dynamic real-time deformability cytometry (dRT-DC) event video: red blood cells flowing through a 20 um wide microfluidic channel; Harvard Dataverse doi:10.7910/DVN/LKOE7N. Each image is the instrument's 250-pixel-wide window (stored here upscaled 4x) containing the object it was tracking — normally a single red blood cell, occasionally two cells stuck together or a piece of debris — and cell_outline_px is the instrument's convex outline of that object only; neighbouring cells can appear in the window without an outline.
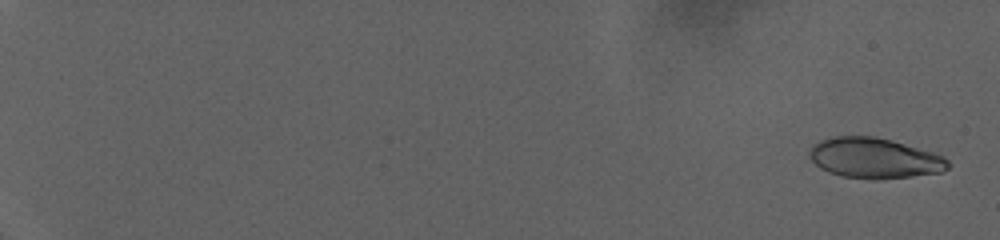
{"species": "human", "species_latin": "Homo sapiens", "temperature_condition": "warm", "stored_images_in_passage": 83, "camera_frame_rate_fps": 3000, "um_per_image_px": 0.085, "donor": {"sex": "female"}, "frame": {"image": 1, "passage_image": 3, "time_ms": 0.667, "image_size_px": [1000, 240], "cell_outline_px": [[948, 168], [940, 172], [912, 176], [840, 176], [828, 172], [820, 168], [812, 160], [808, 152], [820, 140], [836, 136], [872, 136], [888, 140], [932, 152], [944, 156], [948, 160]], "centroid_in_image_um": [74.3, 13.4], "position_along_channel_um": 10.7, "area_um2": 31.21}}
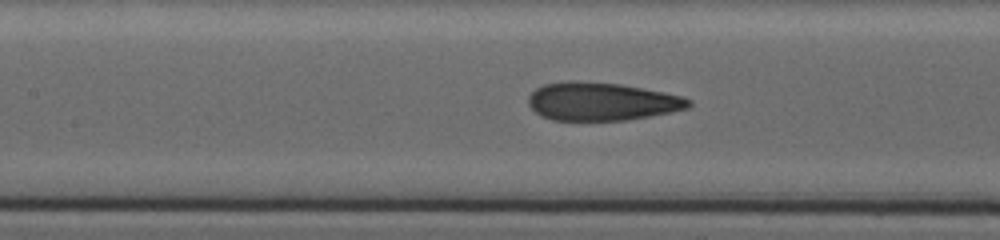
{"frame": {"image": 2, "passage_image": 46, "time_ms": 15.0, "image_size_px": [1000, 240], "cell_outline_px": [[692, 104], [688, 108], [672, 112], [624, 120], [552, 120], [540, 116], [528, 104], [528, 96], [536, 88], [544, 84], [568, 80], [572, 80], [620, 84], [680, 96], [692, 100]], "centroid_in_image_um": [51.1, 8.62], "position_along_channel_um": 156.3, "area_um2": 35.43}}
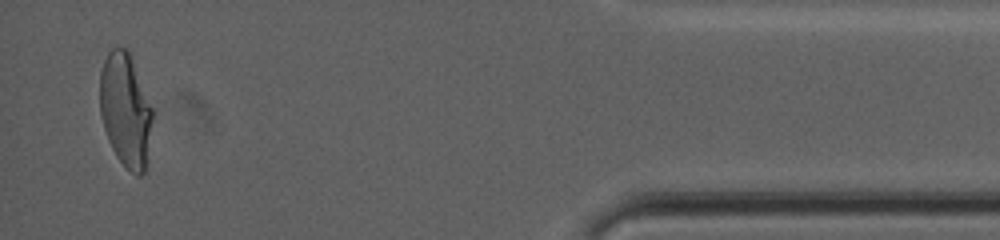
{"frame": {"image": 3, "passage_image": 81, "time_ms": 26.667, "image_size_px": [1000, 240], "cell_outline_px": [[152, 116], [148, 160], [144, 172], [140, 176], [136, 176], [116, 156], [108, 140], [100, 116], [100, 72], [104, 60], [108, 52], [112, 48], [128, 48], [152, 108]], "centroid_in_image_um": [10.66, 9.36], "position_along_channel_um": 424.5, "area_um2": 34.8}, "authors_computed_cell_mechanics": {"area_um2": 34.6222, "velocity_mm_per_s": 2.7453, "shape_relaxation_time_tau1_ms": null, "shape_relaxation_time_tau2_ms": 1.0432, "deformation_change_tau1": null, "deformation_change_tau2": 0.0844}}